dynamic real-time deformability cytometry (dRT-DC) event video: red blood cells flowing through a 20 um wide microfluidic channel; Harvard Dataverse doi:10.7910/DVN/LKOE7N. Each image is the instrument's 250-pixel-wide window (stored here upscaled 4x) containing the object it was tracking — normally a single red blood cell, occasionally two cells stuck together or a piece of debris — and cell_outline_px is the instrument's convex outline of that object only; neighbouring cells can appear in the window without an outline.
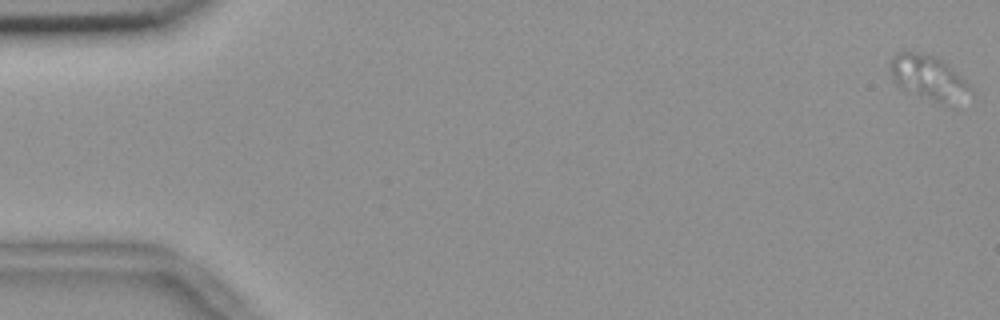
{"species": "common noctule bat (a hibernating species)", "species_latin": "Nyctalus noctula", "temperature_condition": "room temperature", "stored_images_in_passage": 13, "camera_frame_rate_fps": 3000, "um_per_image_px": 0.085, "animal": {"sex": "female", "body_mass_g": 18.4}, "frame": {"image": 1, "passage_image": 1, "time_ms": 0.0, "image_size_px": [1000, 320], "cell_outline_px": [[972, 92], [948, 104], [940, 104], [904, 88], [896, 84], [888, 64], [892, 56], [896, 52], [920, 52], [936, 56], [948, 64], [972, 88]], "centroid_in_image_um": [78.89, 6.54], "position_along_channel_um": 6.1, "area_um2": 20.29}}